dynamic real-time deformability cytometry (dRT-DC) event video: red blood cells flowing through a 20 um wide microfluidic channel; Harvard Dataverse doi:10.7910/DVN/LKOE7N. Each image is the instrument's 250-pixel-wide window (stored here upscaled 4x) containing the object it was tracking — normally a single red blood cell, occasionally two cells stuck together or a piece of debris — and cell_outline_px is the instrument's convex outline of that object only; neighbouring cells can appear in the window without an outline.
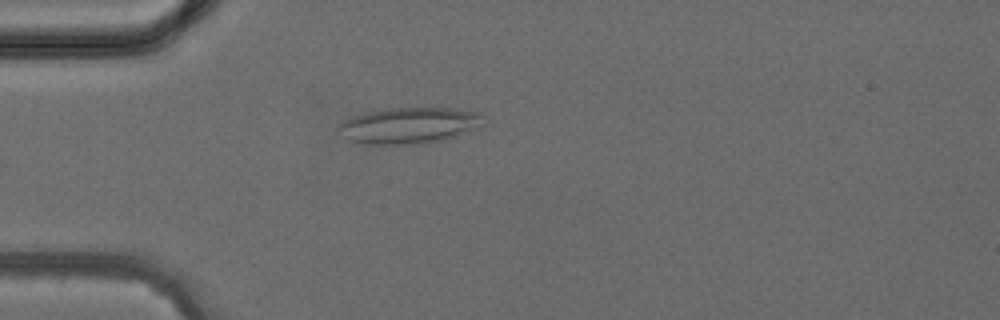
{"species": "common noctule bat (a hibernating species)", "species_latin": "Nyctalus noctula", "temperature_condition": "cold", "stored_images_in_passage": 4, "camera_frame_rate_fps": 3000, "um_per_image_px": 0.085, "animal": {"sex": "female", "body_mass_g": 24.6, "forearm_length_mm": 56.2}, "frame": {"image": 1, "passage_image": 4, "time_ms": 4.333, "image_size_px": [1000, 320], "cell_outline_px": [[488, 124], [484, 128], [428, 144], [360, 144], [348, 140], [336, 128], [344, 120], [352, 116], [368, 112], [388, 108], [456, 108], [480, 112], [484, 116]], "centroid_in_image_um": [34.89, 10.67], "position_along_channel_um": 50.1, "area_um2": 31.39}}